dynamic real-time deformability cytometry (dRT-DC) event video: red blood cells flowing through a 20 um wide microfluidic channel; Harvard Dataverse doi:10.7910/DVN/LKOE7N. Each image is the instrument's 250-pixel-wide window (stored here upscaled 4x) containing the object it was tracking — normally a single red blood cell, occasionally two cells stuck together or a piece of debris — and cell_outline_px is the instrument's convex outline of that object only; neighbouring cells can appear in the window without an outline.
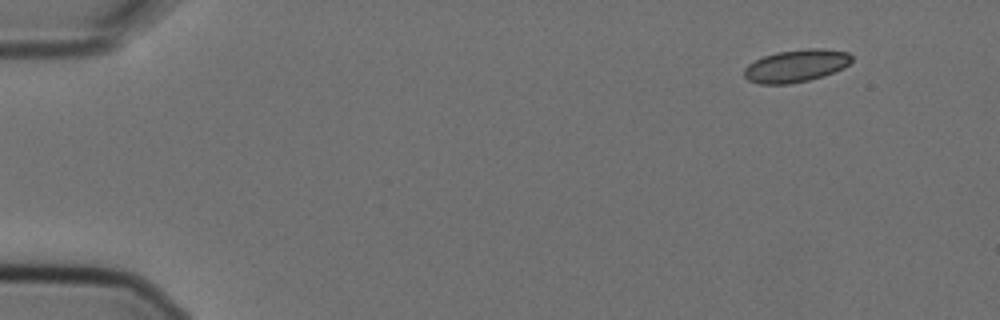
{"species": "Egyptian fruit bat (a non-hibernating species)", "species_latin": "Rousettus aegyptiacus", "temperature_condition": "cold", "stored_images_in_passage": 14, "camera_frame_rate_fps": 3000, "um_per_image_px": 0.085, "animal": {"sex": "female"}, "frame": {"image": 1, "passage_image": 1, "time_ms": 0.0, "image_size_px": [1000, 320], "cell_outline_px": [[852, 60], [844, 68], [824, 76], [808, 80], [788, 84], [760, 84], [748, 80], [744, 76], [744, 68], [748, 64], [764, 56], [776, 52], [808, 48], [824, 48], [848, 52], [852, 56]], "centroid_in_image_um": [67.68, 5.59], "position_along_channel_um": 17.3, "area_um2": 20.46}}
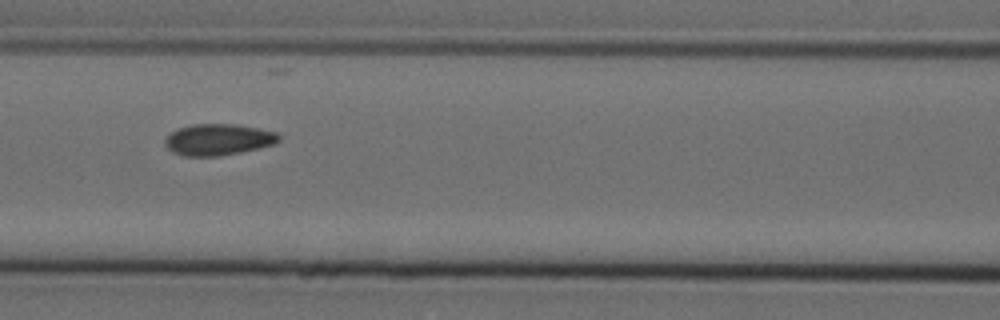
{"frame": {"image": 2, "passage_image": 6, "time_ms": 1.667, "image_size_px": [1000, 320], "cell_outline_px": [[280, 140], [276, 144], [260, 148], [220, 156], [184, 156], [172, 152], [164, 144], [164, 140], [176, 128], [192, 124], [236, 124], [276, 132], [280, 136]], "centroid_in_image_um": [18.55, 11.86], "position_along_channel_um": 148.1, "area_um2": 20.92}}
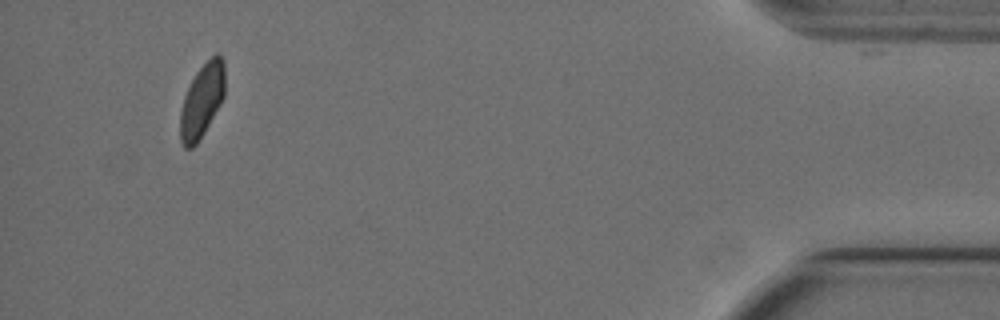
{"frame": {"image": 3, "passage_image": 13, "time_ms": 4.0, "image_size_px": [1000, 320], "cell_outline_px": [[224, 96], [220, 104], [204, 132], [196, 144], [192, 148], [184, 148], [180, 140], [180, 112], [184, 96], [196, 72], [216, 52], [224, 60]], "centroid_in_image_um": [17.16, 8.56], "position_along_channel_um": 418.0, "area_um2": 18.96}}